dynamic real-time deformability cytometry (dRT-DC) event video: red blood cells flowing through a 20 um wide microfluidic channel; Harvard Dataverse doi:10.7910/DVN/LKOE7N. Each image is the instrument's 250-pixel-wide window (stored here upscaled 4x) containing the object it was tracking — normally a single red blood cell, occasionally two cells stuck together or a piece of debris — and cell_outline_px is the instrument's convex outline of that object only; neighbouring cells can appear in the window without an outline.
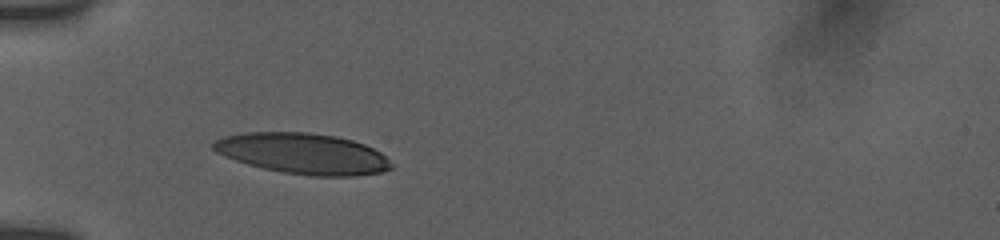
{"species": "human", "species_latin": "Homo sapiens", "temperature_condition": "room temperature", "stored_images_in_passage": 5, "camera_frame_rate_fps": 3000, "um_per_image_px": 0.085, "donor": {"sex": "female"}, "frame": {"image": 1, "passage_image": 1, "time_ms": 0.0, "image_size_px": [1000, 240], "cell_outline_px": [[392, 168], [380, 172], [356, 176], [312, 176], [284, 172], [264, 168], [248, 164], [224, 156], [216, 152], [212, 148], [212, 144], [216, 140], [224, 136], [248, 132], [308, 132], [336, 136], [352, 140], [364, 144], [380, 152], [392, 164]], "centroid_in_image_um": [25.75, 13.05], "position_along_channel_um": 59.3, "area_um2": 42.08}}
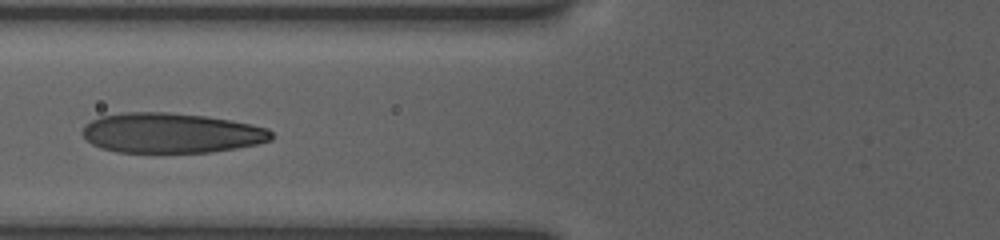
{"frame": {"image": 2, "passage_image": 4, "time_ms": 1.667, "image_size_px": [1000, 240], "cell_outline_px": [[272, 140], [256, 144], [236, 148], [212, 152], [116, 152], [100, 148], [92, 144], [80, 132], [84, 124], [100, 116], [124, 112], [168, 112], [204, 116], [252, 124], [268, 128], [272, 132]], "centroid_in_image_um": [14.52, 11.3], "position_along_channel_um": 111.3, "area_um2": 44.16}}